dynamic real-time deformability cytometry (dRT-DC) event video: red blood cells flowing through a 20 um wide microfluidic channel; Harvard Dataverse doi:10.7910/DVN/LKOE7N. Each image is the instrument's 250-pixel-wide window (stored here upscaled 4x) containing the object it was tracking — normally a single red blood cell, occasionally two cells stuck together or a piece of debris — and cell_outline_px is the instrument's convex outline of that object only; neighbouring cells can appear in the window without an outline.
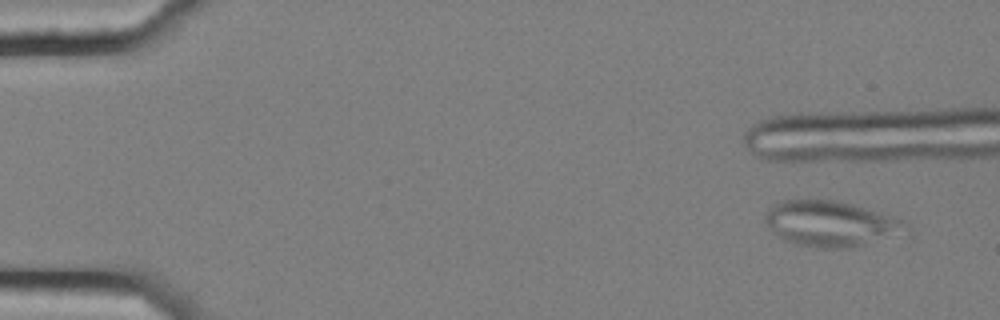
{"species": "common noctule bat (a hibernating species)", "species_latin": "Nyctalus noctula", "temperature_condition": "cold", "stored_images_in_passage": 5, "camera_frame_rate_fps": 3000, "um_per_image_px": 0.085, "animal": {"sex": "female", "body_mass_g": 25.1}, "frame": {"image": 1, "passage_image": 1, "time_ms": 0.0, "image_size_px": [1000, 320], "cell_outline_px": [[908, 236], [848, 248], [816, 248], [792, 244], [776, 236], [764, 220], [764, 216], [768, 208], [772, 204], [780, 200], [836, 200], [852, 204], [900, 220], [908, 224]], "centroid_in_image_um": [70.63, 19.05], "position_along_channel_um": 14.4, "area_um2": 38.03}}